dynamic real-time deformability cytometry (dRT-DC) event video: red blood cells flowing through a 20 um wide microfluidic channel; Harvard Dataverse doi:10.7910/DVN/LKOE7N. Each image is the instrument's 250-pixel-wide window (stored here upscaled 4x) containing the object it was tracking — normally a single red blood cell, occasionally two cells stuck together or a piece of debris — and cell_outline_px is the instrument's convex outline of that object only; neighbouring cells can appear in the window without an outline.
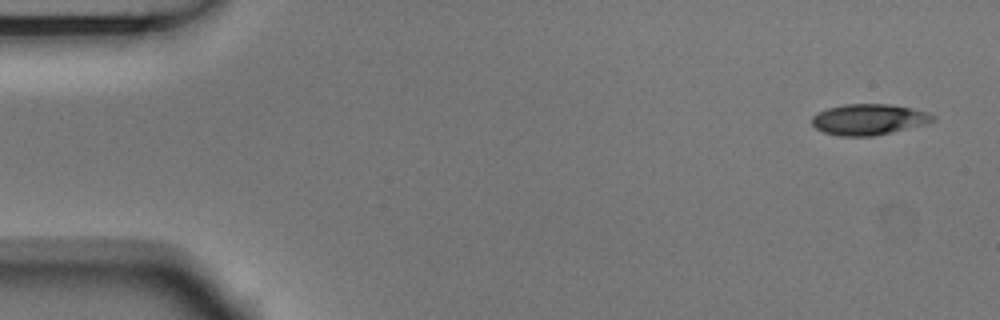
{"species": "Egyptian fruit bat (a non-hibernating species)", "species_latin": "Rousettus aegyptiacus", "temperature_condition": "room temperature", "stored_images_in_passage": 2, "segment_of_instrument_passage": [2, 2], "camera_frame_rate_fps": 3000, "um_per_image_px": 0.085, "animal": {"sex": "male"}, "frame": {"image": 1, "passage_image": 2, "time_ms": 0.333, "image_size_px": [1000, 320], "cell_outline_px": [[936, 120], [928, 124], [892, 132], [872, 136], [840, 136], [824, 132], [816, 128], [812, 124], [812, 116], [816, 112], [828, 108], [844, 104], [888, 104], [912, 108], [928, 112], [936, 116]], "centroid_in_image_um": [73.87, 10.15], "position_along_channel_um": 11.1, "area_um2": 21.96}}